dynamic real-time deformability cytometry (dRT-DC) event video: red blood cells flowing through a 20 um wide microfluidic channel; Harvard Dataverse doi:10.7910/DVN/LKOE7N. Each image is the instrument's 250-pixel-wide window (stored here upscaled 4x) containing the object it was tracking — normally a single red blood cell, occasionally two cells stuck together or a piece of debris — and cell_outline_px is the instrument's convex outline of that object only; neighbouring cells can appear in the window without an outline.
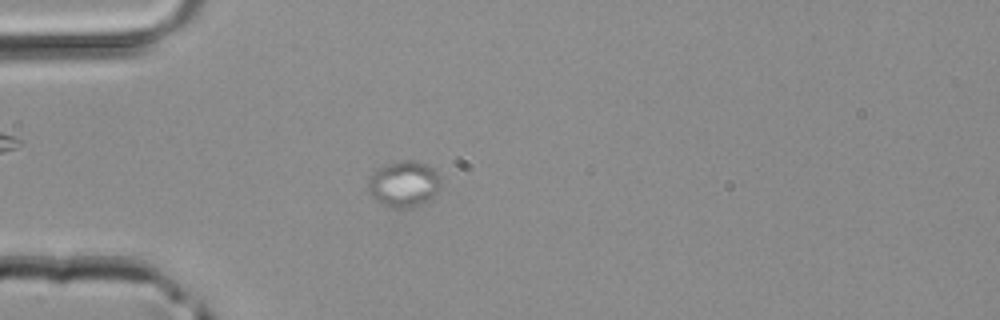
{"species": "common noctule bat (a hibernating species)", "species_latin": "Nyctalus noctula", "temperature_condition": "room temperature", "stored_images_in_passage": 16, "camera_frame_rate_fps": 3000, "um_per_image_px": 0.085, "animal": {"sex": "male", "body_mass_g": 20.4}, "frame": {"image": 1, "passage_image": 8, "time_ms": 2.333, "image_size_px": [1000, 320], "cell_outline_px": [[440, 184], [436, 192], [428, 200], [412, 208], [388, 208], [380, 204], [368, 192], [368, 176], [376, 168], [384, 164], [400, 160], [416, 160], [428, 164], [440, 176]], "centroid_in_image_um": [34.28, 15.62], "position_along_channel_um": 50.7, "area_um2": 19.94}}
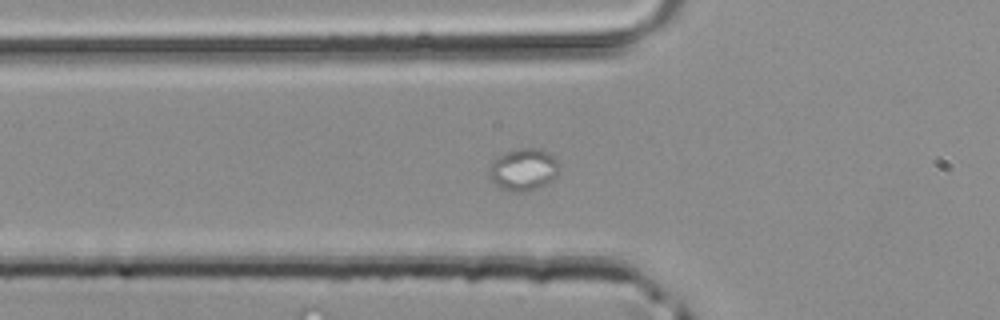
{"frame": {"image": 2, "passage_image": 11, "time_ms": 3.333, "image_size_px": [1000, 320], "cell_outline_px": [[560, 164], [556, 176], [552, 180], [540, 188], [528, 192], [512, 192], [500, 188], [492, 180], [488, 172], [488, 164], [496, 156], [504, 152], [520, 148], [540, 148], [548, 152]], "centroid_in_image_um": [44.47, 14.41], "position_along_channel_um": 81.3, "area_um2": 17.63}}
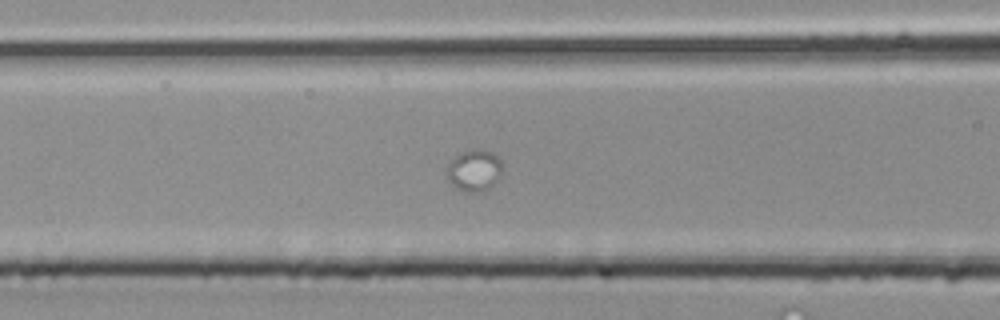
{"frame": {"image": 3, "passage_image": 14, "time_ms": 4.333, "image_size_px": [1000, 320], "cell_outline_px": [[500, 172], [492, 184], [488, 188], [472, 192], [464, 192], [452, 184], [448, 176], [448, 164], [456, 156], [472, 148], [480, 148], [492, 152], [500, 160]], "centroid_in_image_um": [40.29, 14.45], "position_along_channel_um": 126.3, "area_um2": 12.83}}